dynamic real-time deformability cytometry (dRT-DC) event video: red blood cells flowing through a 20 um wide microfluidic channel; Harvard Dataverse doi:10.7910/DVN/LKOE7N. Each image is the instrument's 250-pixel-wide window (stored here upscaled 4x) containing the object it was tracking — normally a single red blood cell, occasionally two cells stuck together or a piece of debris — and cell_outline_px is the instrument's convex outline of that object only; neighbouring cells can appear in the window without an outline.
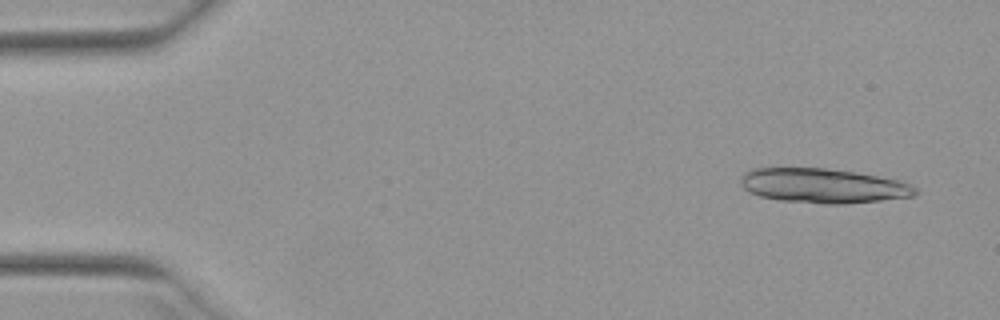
{"species": "Egyptian fruit bat (a non-hibernating species)", "species_latin": "Rousettus aegyptiacus", "temperature_condition": "warm", "stored_images_in_passage": 32, "camera_frame_rate_fps": 3000, "um_per_image_px": 0.085, "animal": {"sex": "female"}, "frame": {"image": 1, "passage_image": 3, "time_ms": 0.667, "image_size_px": [1000, 320], "cell_outline_px": [[920, 192], [916, 196], [844, 204], [824, 204], [780, 200], [760, 196], [748, 192], [740, 184], [740, 176], [744, 172], [752, 168], [824, 168], [856, 172], [900, 180], [916, 188]], "centroid_in_image_um": [69.95, 15.79], "position_along_channel_um": 15.0, "area_um2": 35.37}}
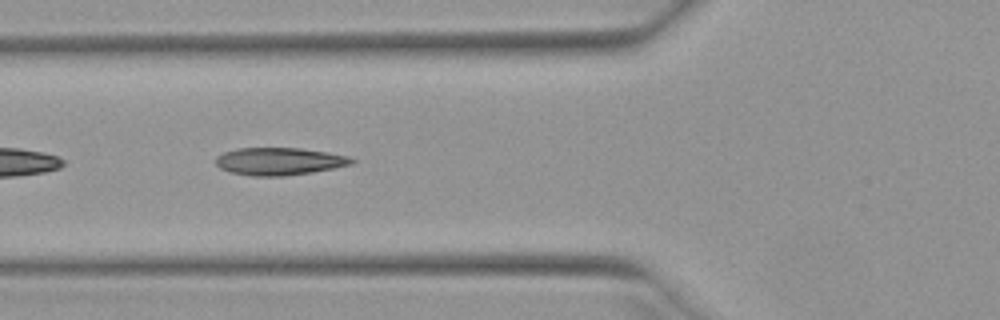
{"frame": {"image": 2, "passage_image": 19, "time_ms": 6.0, "image_size_px": [1000, 320], "cell_outline_px": [[356, 160], [352, 164], [312, 172], [284, 176], [252, 176], [228, 172], [220, 168], [216, 164], [216, 156], [224, 152], [236, 148], [300, 148], [328, 152], [348, 156]], "centroid_in_image_um": [23.71, 13.71], "position_along_channel_um": 102.1, "area_um2": 21.85}}
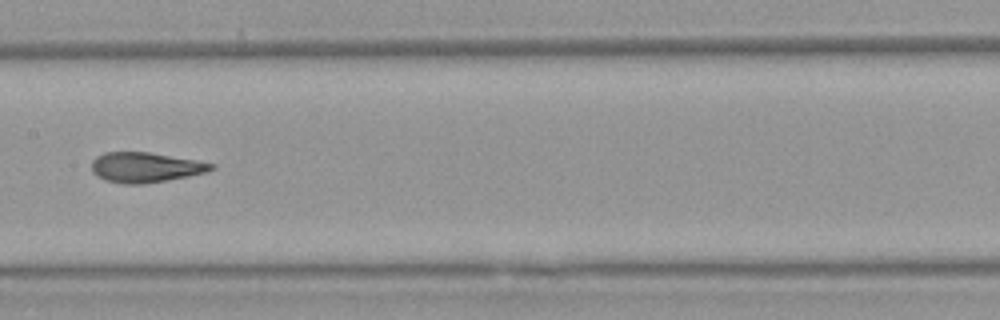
{"frame": {"image": 3, "passage_image": 26, "time_ms": 8.333, "image_size_px": [1000, 320], "cell_outline_px": [[216, 168], [208, 172], [188, 176], [140, 184], [124, 184], [104, 180], [96, 176], [92, 172], [92, 160], [96, 156], [104, 152], [148, 152], [196, 160], [216, 164]], "centroid_in_image_um": [12.35, 14.22], "position_along_channel_um": 195.1, "area_um2": 20.98}}